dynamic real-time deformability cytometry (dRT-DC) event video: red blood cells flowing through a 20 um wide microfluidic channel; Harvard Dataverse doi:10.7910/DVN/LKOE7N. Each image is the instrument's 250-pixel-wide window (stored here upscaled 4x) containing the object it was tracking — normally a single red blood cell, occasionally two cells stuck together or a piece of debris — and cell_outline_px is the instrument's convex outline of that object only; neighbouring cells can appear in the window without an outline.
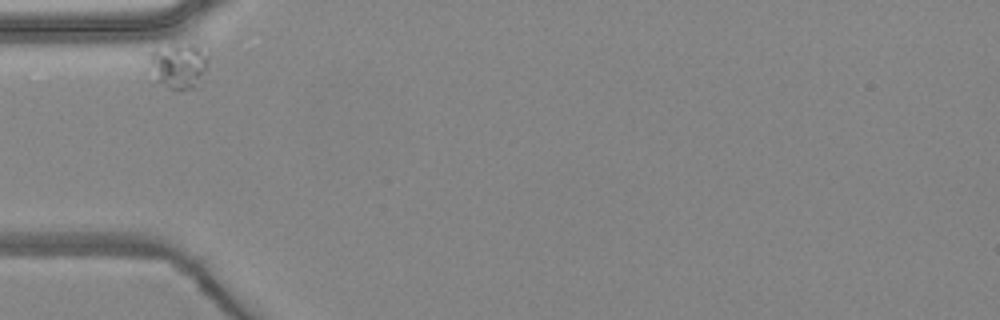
{"species": "common noctule bat (a hibernating species)", "species_latin": "Nyctalus noctula", "temperature_condition": "warm", "stored_images_in_passage": 8, "camera_frame_rate_fps": 3000, "um_per_image_px": 0.085, "animal": {"sex": "female", "body_mass_g": 24.6, "forearm_length_mm": 56.2}, "frame": {"image": 1, "passage_image": 1, "time_ms": 0.0, "image_size_px": [1000, 320], "cell_outline_px": [[208, 64], [196, 88], [168, 88], [156, 80], [144, 52], [172, 44], [196, 44], [208, 56]], "centroid_in_image_um": [15.13, 5.53], "position_along_channel_um": 69.9, "area_um2": 15.72}}
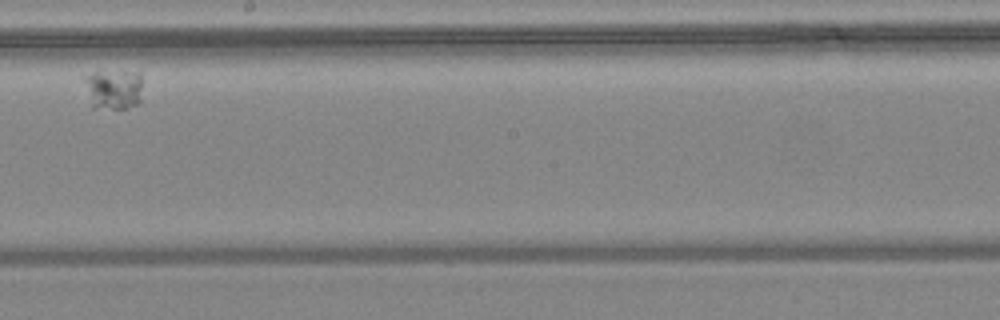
{"frame": {"image": 2, "passage_image": 5, "time_ms": 5.333, "image_size_px": [1000, 320], "cell_outline_px": [[140, 104], [124, 108], [92, 108], [88, 80], [88, 76], [96, 72], [140, 72]], "centroid_in_image_um": [9.74, 7.61], "position_along_channel_um": 238.5, "area_um2": 12.77}}
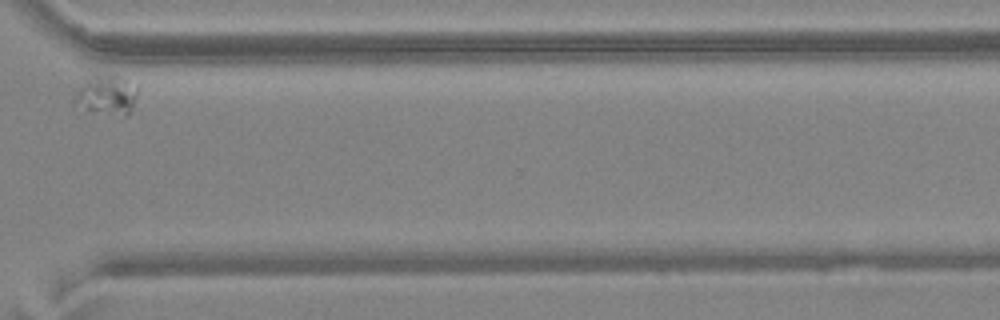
{"frame": {"image": 3, "passage_image": 8, "time_ms": 9.0, "image_size_px": [1000, 320], "cell_outline_px": [[136, 96], [132, 108], [128, 116], [124, 116], [88, 108], [76, 100], [76, 96], [88, 76], [92, 72], [96, 72], [116, 76], [124, 80], [136, 88]], "centroid_in_image_um": [9.12, 8.0], "position_along_channel_um": 361.5, "area_um2": 13.53}}